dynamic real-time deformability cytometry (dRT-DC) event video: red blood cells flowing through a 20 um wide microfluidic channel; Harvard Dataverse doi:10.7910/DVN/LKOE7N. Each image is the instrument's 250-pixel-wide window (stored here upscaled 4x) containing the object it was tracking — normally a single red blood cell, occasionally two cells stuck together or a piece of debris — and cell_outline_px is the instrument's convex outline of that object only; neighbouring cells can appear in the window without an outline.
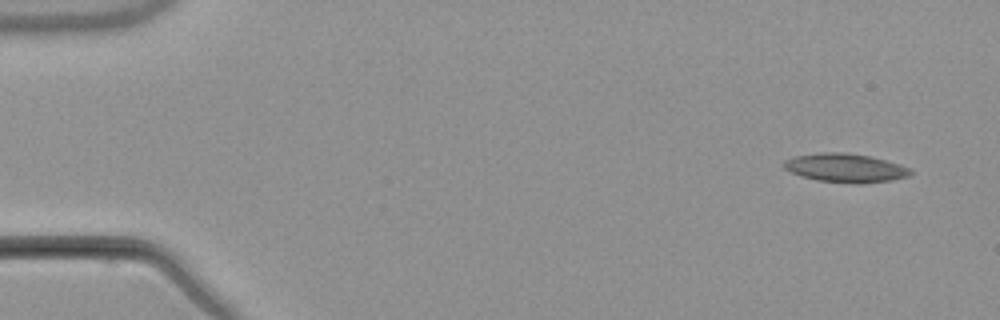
{"species": "common noctule bat (a hibernating species)", "species_latin": "Nyctalus noctula", "temperature_condition": "warm", "stored_images_in_passage": 8, "camera_frame_rate_fps": 3000, "um_per_image_px": 0.085, "animal": {"sex": "male", "body_mass_g": 21.5, "forearm_length_mm": 52.0}, "frame": {"image": 1, "passage_image": 1, "time_ms": 0.0, "image_size_px": [1000, 320], "cell_outline_px": [[912, 172], [908, 176], [892, 180], [860, 184], [856, 184], [816, 180], [800, 176], [784, 168], [784, 160], [792, 156], [820, 152], [844, 152], [868, 156], [900, 164], [912, 168]], "centroid_in_image_um": [71.85, 14.27], "position_along_channel_um": 13.2, "area_um2": 21.33}}
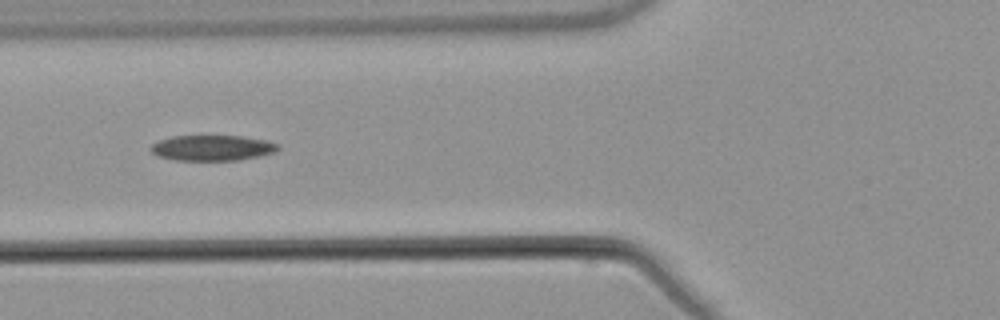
{"frame": {"image": 2, "passage_image": 6, "time_ms": 6.0, "image_size_px": [1000, 320], "cell_outline_px": [[280, 148], [276, 152], [260, 156], [240, 160], [176, 160], [156, 156], [148, 148], [152, 144], [160, 140], [172, 136], [240, 136], [264, 140], [280, 144]], "centroid_in_image_um": [18.05, 12.58], "position_along_channel_um": 107.8, "area_um2": 19.02}}
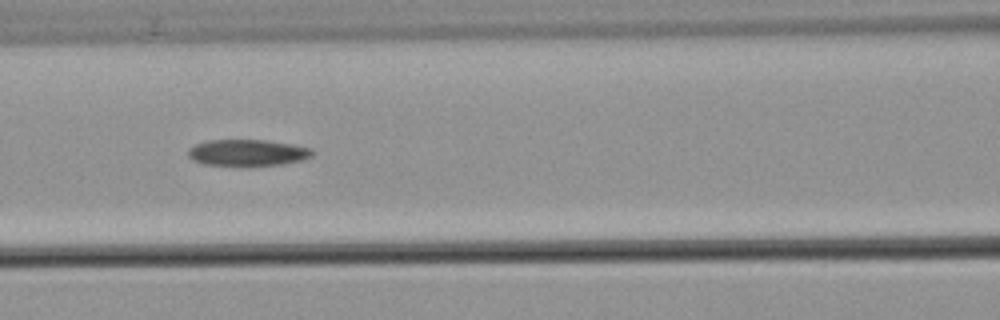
{"frame": {"image": 3, "passage_image": 7, "time_ms": 7.0, "image_size_px": [1000, 320], "cell_outline_px": [[316, 152], [312, 156], [300, 160], [284, 164], [248, 168], [240, 168], [204, 164], [192, 160], [188, 156], [188, 148], [196, 144], [208, 140], [264, 140], [292, 144], [312, 148]], "centroid_in_image_um": [21.03, 13.02], "position_along_channel_um": 145.6, "area_um2": 20.0}}